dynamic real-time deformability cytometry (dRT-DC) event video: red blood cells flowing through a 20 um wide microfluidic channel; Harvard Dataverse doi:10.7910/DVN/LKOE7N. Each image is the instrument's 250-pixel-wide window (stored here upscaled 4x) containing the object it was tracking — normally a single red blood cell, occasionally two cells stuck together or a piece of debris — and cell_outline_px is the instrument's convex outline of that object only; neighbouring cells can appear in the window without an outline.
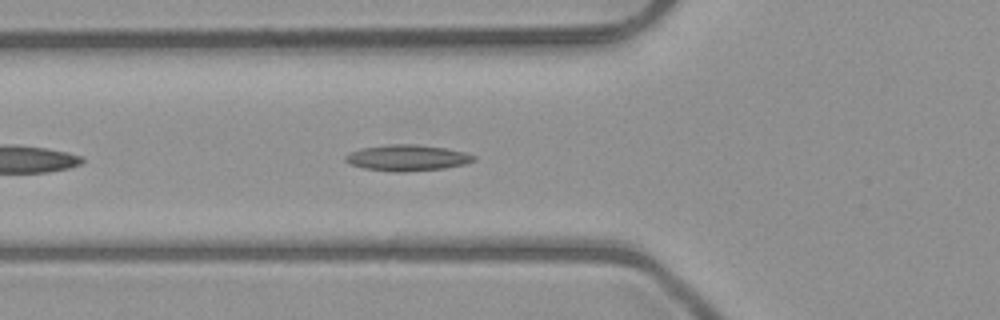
{"species": "common noctule bat (a hibernating species)", "species_latin": "Nyctalus noctula", "temperature_condition": "room temperature", "stored_images_in_passage": 33, "camera_frame_rate_fps": 3000, "um_per_image_px": 0.085, "animal": {"sex": "male", "body_mass_g": 23.1, "forearm_length_mm": 52.7}, "frame": {"image": 1, "passage_image": 6, "time_ms": 1.667, "image_size_px": [1000, 320], "cell_outline_px": [[476, 160], [464, 164], [444, 168], [404, 172], [392, 172], [364, 168], [348, 164], [344, 160], [344, 156], [360, 148], [392, 144], [416, 144], [444, 148], [464, 152], [476, 156]], "centroid_in_image_um": [34.59, 13.42], "position_along_channel_um": 91.2, "area_um2": 19.48}}
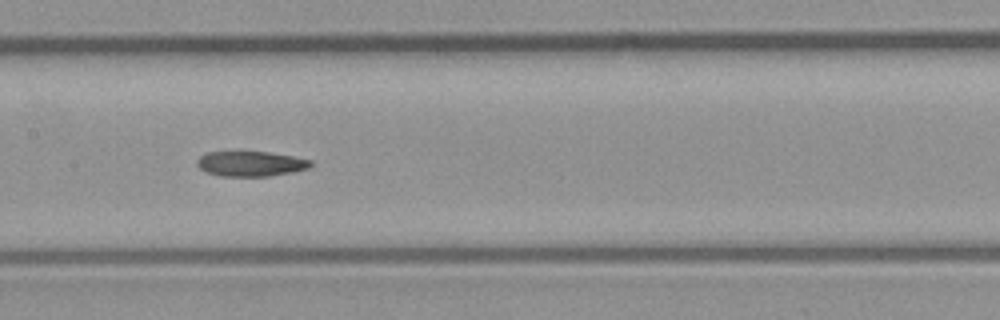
{"frame": {"image": 2, "passage_image": 13, "time_ms": 4.0, "image_size_px": [1000, 320], "cell_outline_px": [[316, 164], [308, 168], [296, 172], [268, 176], [220, 176], [204, 172], [196, 164], [196, 160], [200, 156], [208, 152], [268, 152], [292, 156], [312, 160]], "centroid_in_image_um": [21.34, 13.93], "position_along_channel_um": 186.1, "area_um2": 16.82}}
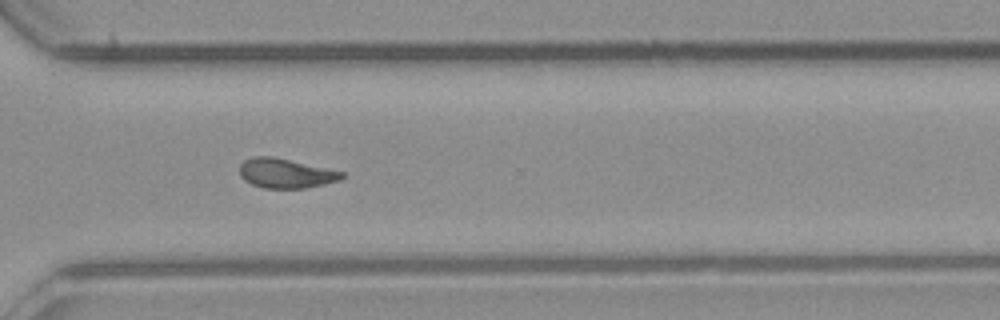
{"frame": {"image": 3, "passage_image": 25, "time_ms": 8.0, "image_size_px": [1000, 320], "cell_outline_px": [[344, 176], [340, 180], [324, 184], [304, 188], [264, 188], [252, 184], [244, 180], [240, 176], [240, 164], [244, 160], [252, 156], [272, 156], [344, 172]], "centroid_in_image_um": [24.25, 14.73], "position_along_channel_um": 346.3, "area_um2": 17.51}, "authors_computed_cell_mechanics": {"area_um2": 17.5712, "velocity_mm_per_s": 4.0205, "shape_relaxation_time_tau1_ms": 9.1015, "shape_relaxation_time_tau2_ms": 6.3674, "deformation_change_tau1": 0.2078, "deformation_change_tau2": 0.1111}}